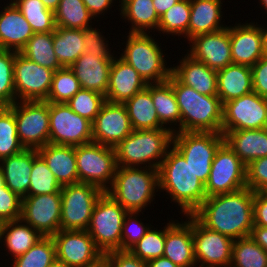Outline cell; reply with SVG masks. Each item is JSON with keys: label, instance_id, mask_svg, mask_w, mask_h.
<instances>
[{"label": "cell", "instance_id": "obj_1", "mask_svg": "<svg viewBox=\"0 0 267 267\" xmlns=\"http://www.w3.org/2000/svg\"><path fill=\"white\" fill-rule=\"evenodd\" d=\"M253 198L248 187L209 196L192 215L209 230L233 240L248 237L254 226Z\"/></svg>", "mask_w": 267, "mask_h": 267}, {"label": "cell", "instance_id": "obj_2", "mask_svg": "<svg viewBox=\"0 0 267 267\" xmlns=\"http://www.w3.org/2000/svg\"><path fill=\"white\" fill-rule=\"evenodd\" d=\"M159 192H166L183 215H192L206 199L205 185L185 158L171 146L158 168Z\"/></svg>", "mask_w": 267, "mask_h": 267}, {"label": "cell", "instance_id": "obj_3", "mask_svg": "<svg viewBox=\"0 0 267 267\" xmlns=\"http://www.w3.org/2000/svg\"><path fill=\"white\" fill-rule=\"evenodd\" d=\"M168 81L181 114V132L222 133L223 104L218 96L202 95L173 74Z\"/></svg>", "mask_w": 267, "mask_h": 267}, {"label": "cell", "instance_id": "obj_4", "mask_svg": "<svg viewBox=\"0 0 267 267\" xmlns=\"http://www.w3.org/2000/svg\"><path fill=\"white\" fill-rule=\"evenodd\" d=\"M172 139L168 129L133 130L114 147L117 166L158 169Z\"/></svg>", "mask_w": 267, "mask_h": 267}, {"label": "cell", "instance_id": "obj_5", "mask_svg": "<svg viewBox=\"0 0 267 267\" xmlns=\"http://www.w3.org/2000/svg\"><path fill=\"white\" fill-rule=\"evenodd\" d=\"M158 191V169L118 166L106 193L127 212L143 214V210L153 202Z\"/></svg>", "mask_w": 267, "mask_h": 267}, {"label": "cell", "instance_id": "obj_6", "mask_svg": "<svg viewBox=\"0 0 267 267\" xmlns=\"http://www.w3.org/2000/svg\"><path fill=\"white\" fill-rule=\"evenodd\" d=\"M124 43V51L119 56L130 64L147 84L165 82L170 78L172 67L167 65L162 43L158 44L152 34L128 33Z\"/></svg>", "mask_w": 267, "mask_h": 267}, {"label": "cell", "instance_id": "obj_7", "mask_svg": "<svg viewBox=\"0 0 267 267\" xmlns=\"http://www.w3.org/2000/svg\"><path fill=\"white\" fill-rule=\"evenodd\" d=\"M127 213L106 192L95 203L87 232L103 254L120 250L123 221Z\"/></svg>", "mask_w": 267, "mask_h": 267}, {"label": "cell", "instance_id": "obj_8", "mask_svg": "<svg viewBox=\"0 0 267 267\" xmlns=\"http://www.w3.org/2000/svg\"><path fill=\"white\" fill-rule=\"evenodd\" d=\"M79 182L94 185L106 192L115 177V149L96 142L75 146Z\"/></svg>", "mask_w": 267, "mask_h": 267}, {"label": "cell", "instance_id": "obj_9", "mask_svg": "<svg viewBox=\"0 0 267 267\" xmlns=\"http://www.w3.org/2000/svg\"><path fill=\"white\" fill-rule=\"evenodd\" d=\"M224 142L216 132H175L172 146L185 158L196 176L205 185L210 176L215 153Z\"/></svg>", "mask_w": 267, "mask_h": 267}, {"label": "cell", "instance_id": "obj_10", "mask_svg": "<svg viewBox=\"0 0 267 267\" xmlns=\"http://www.w3.org/2000/svg\"><path fill=\"white\" fill-rule=\"evenodd\" d=\"M8 107L14 112L18 138L25 149L38 150L50 143L49 102L16 101Z\"/></svg>", "mask_w": 267, "mask_h": 267}, {"label": "cell", "instance_id": "obj_11", "mask_svg": "<svg viewBox=\"0 0 267 267\" xmlns=\"http://www.w3.org/2000/svg\"><path fill=\"white\" fill-rule=\"evenodd\" d=\"M103 193L87 183L62 186L60 230H87L94 205Z\"/></svg>", "mask_w": 267, "mask_h": 267}, {"label": "cell", "instance_id": "obj_12", "mask_svg": "<svg viewBox=\"0 0 267 267\" xmlns=\"http://www.w3.org/2000/svg\"><path fill=\"white\" fill-rule=\"evenodd\" d=\"M246 187V165L224 141L217 149L205 184L206 196L225 194Z\"/></svg>", "mask_w": 267, "mask_h": 267}, {"label": "cell", "instance_id": "obj_13", "mask_svg": "<svg viewBox=\"0 0 267 267\" xmlns=\"http://www.w3.org/2000/svg\"><path fill=\"white\" fill-rule=\"evenodd\" d=\"M50 143L78 146L93 142L92 122L66 103L49 102Z\"/></svg>", "mask_w": 267, "mask_h": 267}, {"label": "cell", "instance_id": "obj_14", "mask_svg": "<svg viewBox=\"0 0 267 267\" xmlns=\"http://www.w3.org/2000/svg\"><path fill=\"white\" fill-rule=\"evenodd\" d=\"M56 258L70 267H100L103 253L87 230H59L52 236Z\"/></svg>", "mask_w": 267, "mask_h": 267}, {"label": "cell", "instance_id": "obj_15", "mask_svg": "<svg viewBox=\"0 0 267 267\" xmlns=\"http://www.w3.org/2000/svg\"><path fill=\"white\" fill-rule=\"evenodd\" d=\"M267 128V99L252 91L223 104L222 134Z\"/></svg>", "mask_w": 267, "mask_h": 267}, {"label": "cell", "instance_id": "obj_16", "mask_svg": "<svg viewBox=\"0 0 267 267\" xmlns=\"http://www.w3.org/2000/svg\"><path fill=\"white\" fill-rule=\"evenodd\" d=\"M55 71L38 65L15 51L14 87L17 101H45Z\"/></svg>", "mask_w": 267, "mask_h": 267}, {"label": "cell", "instance_id": "obj_17", "mask_svg": "<svg viewBox=\"0 0 267 267\" xmlns=\"http://www.w3.org/2000/svg\"><path fill=\"white\" fill-rule=\"evenodd\" d=\"M61 205V191L28 195L22 199L21 219L43 237H52L60 230Z\"/></svg>", "mask_w": 267, "mask_h": 267}, {"label": "cell", "instance_id": "obj_18", "mask_svg": "<svg viewBox=\"0 0 267 267\" xmlns=\"http://www.w3.org/2000/svg\"><path fill=\"white\" fill-rule=\"evenodd\" d=\"M192 234L196 265L204 267H229L233 239L209 230L192 215Z\"/></svg>", "mask_w": 267, "mask_h": 267}, {"label": "cell", "instance_id": "obj_19", "mask_svg": "<svg viewBox=\"0 0 267 267\" xmlns=\"http://www.w3.org/2000/svg\"><path fill=\"white\" fill-rule=\"evenodd\" d=\"M133 131L124 104L106 101L92 122L93 142L114 148Z\"/></svg>", "mask_w": 267, "mask_h": 267}, {"label": "cell", "instance_id": "obj_20", "mask_svg": "<svg viewBox=\"0 0 267 267\" xmlns=\"http://www.w3.org/2000/svg\"><path fill=\"white\" fill-rule=\"evenodd\" d=\"M188 43L190 48L186 53L211 69L218 71L233 63L229 26L215 32L194 36Z\"/></svg>", "mask_w": 267, "mask_h": 267}, {"label": "cell", "instance_id": "obj_21", "mask_svg": "<svg viewBox=\"0 0 267 267\" xmlns=\"http://www.w3.org/2000/svg\"><path fill=\"white\" fill-rule=\"evenodd\" d=\"M246 22L229 26L231 57L234 64L252 67L264 57L263 34L257 22Z\"/></svg>", "mask_w": 267, "mask_h": 267}, {"label": "cell", "instance_id": "obj_22", "mask_svg": "<svg viewBox=\"0 0 267 267\" xmlns=\"http://www.w3.org/2000/svg\"><path fill=\"white\" fill-rule=\"evenodd\" d=\"M186 220H171L166 224V239L163 257L170 259L179 267H197L194 256L192 234V215Z\"/></svg>", "mask_w": 267, "mask_h": 267}, {"label": "cell", "instance_id": "obj_23", "mask_svg": "<svg viewBox=\"0 0 267 267\" xmlns=\"http://www.w3.org/2000/svg\"><path fill=\"white\" fill-rule=\"evenodd\" d=\"M139 73L120 56L114 55L109 72L106 101L124 104L147 87Z\"/></svg>", "mask_w": 267, "mask_h": 267}, {"label": "cell", "instance_id": "obj_24", "mask_svg": "<svg viewBox=\"0 0 267 267\" xmlns=\"http://www.w3.org/2000/svg\"><path fill=\"white\" fill-rule=\"evenodd\" d=\"M172 66V74L184 85L202 95L217 96V71L194 59L188 53Z\"/></svg>", "mask_w": 267, "mask_h": 267}, {"label": "cell", "instance_id": "obj_25", "mask_svg": "<svg viewBox=\"0 0 267 267\" xmlns=\"http://www.w3.org/2000/svg\"><path fill=\"white\" fill-rule=\"evenodd\" d=\"M1 9L0 49L20 52L34 35V31L12 1Z\"/></svg>", "mask_w": 267, "mask_h": 267}, {"label": "cell", "instance_id": "obj_26", "mask_svg": "<svg viewBox=\"0 0 267 267\" xmlns=\"http://www.w3.org/2000/svg\"><path fill=\"white\" fill-rule=\"evenodd\" d=\"M112 60L84 52L69 68L74 72L81 88L106 96Z\"/></svg>", "mask_w": 267, "mask_h": 267}, {"label": "cell", "instance_id": "obj_27", "mask_svg": "<svg viewBox=\"0 0 267 267\" xmlns=\"http://www.w3.org/2000/svg\"><path fill=\"white\" fill-rule=\"evenodd\" d=\"M35 149L22 152L0 160L4 184L20 198L28 196L33 160L38 156Z\"/></svg>", "mask_w": 267, "mask_h": 267}, {"label": "cell", "instance_id": "obj_28", "mask_svg": "<svg viewBox=\"0 0 267 267\" xmlns=\"http://www.w3.org/2000/svg\"><path fill=\"white\" fill-rule=\"evenodd\" d=\"M37 151L61 186L79 183L75 146L48 143Z\"/></svg>", "mask_w": 267, "mask_h": 267}, {"label": "cell", "instance_id": "obj_29", "mask_svg": "<svg viewBox=\"0 0 267 267\" xmlns=\"http://www.w3.org/2000/svg\"><path fill=\"white\" fill-rule=\"evenodd\" d=\"M224 141L246 166L267 156V128L228 131Z\"/></svg>", "mask_w": 267, "mask_h": 267}, {"label": "cell", "instance_id": "obj_30", "mask_svg": "<svg viewBox=\"0 0 267 267\" xmlns=\"http://www.w3.org/2000/svg\"><path fill=\"white\" fill-rule=\"evenodd\" d=\"M224 0H191L188 41L194 36L215 32L227 27L221 20Z\"/></svg>", "mask_w": 267, "mask_h": 267}, {"label": "cell", "instance_id": "obj_31", "mask_svg": "<svg viewBox=\"0 0 267 267\" xmlns=\"http://www.w3.org/2000/svg\"><path fill=\"white\" fill-rule=\"evenodd\" d=\"M217 96L222 104L253 91L251 67L230 64L217 71Z\"/></svg>", "mask_w": 267, "mask_h": 267}, {"label": "cell", "instance_id": "obj_32", "mask_svg": "<svg viewBox=\"0 0 267 267\" xmlns=\"http://www.w3.org/2000/svg\"><path fill=\"white\" fill-rule=\"evenodd\" d=\"M118 1L120 17L132 24L129 26V33H150L152 30L157 32L160 18L155 11L152 0Z\"/></svg>", "mask_w": 267, "mask_h": 267}, {"label": "cell", "instance_id": "obj_33", "mask_svg": "<svg viewBox=\"0 0 267 267\" xmlns=\"http://www.w3.org/2000/svg\"><path fill=\"white\" fill-rule=\"evenodd\" d=\"M42 238L43 236L36 229L25 223L21 218L6 221L2 224L1 246L3 244L4 251L8 250L6 256L10 253V258L13 256L14 259L24 254Z\"/></svg>", "mask_w": 267, "mask_h": 267}, {"label": "cell", "instance_id": "obj_34", "mask_svg": "<svg viewBox=\"0 0 267 267\" xmlns=\"http://www.w3.org/2000/svg\"><path fill=\"white\" fill-rule=\"evenodd\" d=\"M151 97L160 124L172 133L181 132V114L172 84L168 80L151 84Z\"/></svg>", "mask_w": 267, "mask_h": 267}, {"label": "cell", "instance_id": "obj_35", "mask_svg": "<svg viewBox=\"0 0 267 267\" xmlns=\"http://www.w3.org/2000/svg\"><path fill=\"white\" fill-rule=\"evenodd\" d=\"M133 130L166 129L160 124L151 97V84L124 103Z\"/></svg>", "mask_w": 267, "mask_h": 267}, {"label": "cell", "instance_id": "obj_36", "mask_svg": "<svg viewBox=\"0 0 267 267\" xmlns=\"http://www.w3.org/2000/svg\"><path fill=\"white\" fill-rule=\"evenodd\" d=\"M53 46L60 65L70 67L85 52L83 29L56 27Z\"/></svg>", "mask_w": 267, "mask_h": 267}, {"label": "cell", "instance_id": "obj_37", "mask_svg": "<svg viewBox=\"0 0 267 267\" xmlns=\"http://www.w3.org/2000/svg\"><path fill=\"white\" fill-rule=\"evenodd\" d=\"M25 58L51 70L63 68L54 51L53 32L34 33L19 52Z\"/></svg>", "mask_w": 267, "mask_h": 267}, {"label": "cell", "instance_id": "obj_38", "mask_svg": "<svg viewBox=\"0 0 267 267\" xmlns=\"http://www.w3.org/2000/svg\"><path fill=\"white\" fill-rule=\"evenodd\" d=\"M54 16L56 27L62 28L86 29L95 21L82 0H60Z\"/></svg>", "mask_w": 267, "mask_h": 267}, {"label": "cell", "instance_id": "obj_39", "mask_svg": "<svg viewBox=\"0 0 267 267\" xmlns=\"http://www.w3.org/2000/svg\"><path fill=\"white\" fill-rule=\"evenodd\" d=\"M229 267H267V252L251 236L235 239Z\"/></svg>", "mask_w": 267, "mask_h": 267}, {"label": "cell", "instance_id": "obj_40", "mask_svg": "<svg viewBox=\"0 0 267 267\" xmlns=\"http://www.w3.org/2000/svg\"><path fill=\"white\" fill-rule=\"evenodd\" d=\"M190 13V0H179L160 17L158 33L180 36L188 40Z\"/></svg>", "mask_w": 267, "mask_h": 267}, {"label": "cell", "instance_id": "obj_41", "mask_svg": "<svg viewBox=\"0 0 267 267\" xmlns=\"http://www.w3.org/2000/svg\"><path fill=\"white\" fill-rule=\"evenodd\" d=\"M12 1L34 33L53 32L56 28L54 12L48 10L41 0H9Z\"/></svg>", "mask_w": 267, "mask_h": 267}, {"label": "cell", "instance_id": "obj_42", "mask_svg": "<svg viewBox=\"0 0 267 267\" xmlns=\"http://www.w3.org/2000/svg\"><path fill=\"white\" fill-rule=\"evenodd\" d=\"M56 259L52 237H43L24 254L14 258L10 267H49Z\"/></svg>", "mask_w": 267, "mask_h": 267}, {"label": "cell", "instance_id": "obj_43", "mask_svg": "<svg viewBox=\"0 0 267 267\" xmlns=\"http://www.w3.org/2000/svg\"><path fill=\"white\" fill-rule=\"evenodd\" d=\"M25 148L19 141L14 112L8 107L0 108V160L16 155Z\"/></svg>", "mask_w": 267, "mask_h": 267}, {"label": "cell", "instance_id": "obj_44", "mask_svg": "<svg viewBox=\"0 0 267 267\" xmlns=\"http://www.w3.org/2000/svg\"><path fill=\"white\" fill-rule=\"evenodd\" d=\"M61 188L47 163L38 155L33 160L28 195L54 194Z\"/></svg>", "mask_w": 267, "mask_h": 267}, {"label": "cell", "instance_id": "obj_45", "mask_svg": "<svg viewBox=\"0 0 267 267\" xmlns=\"http://www.w3.org/2000/svg\"><path fill=\"white\" fill-rule=\"evenodd\" d=\"M81 89L80 82L69 67L55 71L48 98L52 103H67Z\"/></svg>", "mask_w": 267, "mask_h": 267}, {"label": "cell", "instance_id": "obj_46", "mask_svg": "<svg viewBox=\"0 0 267 267\" xmlns=\"http://www.w3.org/2000/svg\"><path fill=\"white\" fill-rule=\"evenodd\" d=\"M165 239L166 225L163 230L152 226L129 251L147 263L149 260L163 256Z\"/></svg>", "mask_w": 267, "mask_h": 267}, {"label": "cell", "instance_id": "obj_47", "mask_svg": "<svg viewBox=\"0 0 267 267\" xmlns=\"http://www.w3.org/2000/svg\"><path fill=\"white\" fill-rule=\"evenodd\" d=\"M105 102V95L81 88L66 104L73 112L93 122Z\"/></svg>", "mask_w": 267, "mask_h": 267}, {"label": "cell", "instance_id": "obj_48", "mask_svg": "<svg viewBox=\"0 0 267 267\" xmlns=\"http://www.w3.org/2000/svg\"><path fill=\"white\" fill-rule=\"evenodd\" d=\"M15 51L0 49V104L13 105L16 100L14 87Z\"/></svg>", "mask_w": 267, "mask_h": 267}, {"label": "cell", "instance_id": "obj_49", "mask_svg": "<svg viewBox=\"0 0 267 267\" xmlns=\"http://www.w3.org/2000/svg\"><path fill=\"white\" fill-rule=\"evenodd\" d=\"M138 216H140V212H128L125 215L121 236V251H129L152 226L148 223L144 225V222Z\"/></svg>", "mask_w": 267, "mask_h": 267}, {"label": "cell", "instance_id": "obj_50", "mask_svg": "<svg viewBox=\"0 0 267 267\" xmlns=\"http://www.w3.org/2000/svg\"><path fill=\"white\" fill-rule=\"evenodd\" d=\"M99 30V31H98ZM103 36L100 29L93 28L92 26L83 29V43L85 44V52L102 59H113L114 54L111 53L109 48V40Z\"/></svg>", "mask_w": 267, "mask_h": 267}, {"label": "cell", "instance_id": "obj_51", "mask_svg": "<svg viewBox=\"0 0 267 267\" xmlns=\"http://www.w3.org/2000/svg\"><path fill=\"white\" fill-rule=\"evenodd\" d=\"M22 198L5 184L0 186V221H12L21 218Z\"/></svg>", "mask_w": 267, "mask_h": 267}, {"label": "cell", "instance_id": "obj_52", "mask_svg": "<svg viewBox=\"0 0 267 267\" xmlns=\"http://www.w3.org/2000/svg\"><path fill=\"white\" fill-rule=\"evenodd\" d=\"M246 187L252 191H267V156L246 166Z\"/></svg>", "mask_w": 267, "mask_h": 267}, {"label": "cell", "instance_id": "obj_53", "mask_svg": "<svg viewBox=\"0 0 267 267\" xmlns=\"http://www.w3.org/2000/svg\"><path fill=\"white\" fill-rule=\"evenodd\" d=\"M102 265L104 267H147L146 262L130 251L114 250L103 254Z\"/></svg>", "mask_w": 267, "mask_h": 267}, {"label": "cell", "instance_id": "obj_54", "mask_svg": "<svg viewBox=\"0 0 267 267\" xmlns=\"http://www.w3.org/2000/svg\"><path fill=\"white\" fill-rule=\"evenodd\" d=\"M253 91L267 99V57L261 58L251 67Z\"/></svg>", "mask_w": 267, "mask_h": 267}, {"label": "cell", "instance_id": "obj_55", "mask_svg": "<svg viewBox=\"0 0 267 267\" xmlns=\"http://www.w3.org/2000/svg\"><path fill=\"white\" fill-rule=\"evenodd\" d=\"M253 217L255 226L267 227V191L254 192Z\"/></svg>", "mask_w": 267, "mask_h": 267}, {"label": "cell", "instance_id": "obj_56", "mask_svg": "<svg viewBox=\"0 0 267 267\" xmlns=\"http://www.w3.org/2000/svg\"><path fill=\"white\" fill-rule=\"evenodd\" d=\"M94 18H100V15H104L111 9L113 3L117 0H82Z\"/></svg>", "mask_w": 267, "mask_h": 267}, {"label": "cell", "instance_id": "obj_57", "mask_svg": "<svg viewBox=\"0 0 267 267\" xmlns=\"http://www.w3.org/2000/svg\"><path fill=\"white\" fill-rule=\"evenodd\" d=\"M251 238L267 252V227L253 226Z\"/></svg>", "mask_w": 267, "mask_h": 267}, {"label": "cell", "instance_id": "obj_58", "mask_svg": "<svg viewBox=\"0 0 267 267\" xmlns=\"http://www.w3.org/2000/svg\"><path fill=\"white\" fill-rule=\"evenodd\" d=\"M155 11L160 18L171 6L176 4L179 0H152Z\"/></svg>", "mask_w": 267, "mask_h": 267}, {"label": "cell", "instance_id": "obj_59", "mask_svg": "<svg viewBox=\"0 0 267 267\" xmlns=\"http://www.w3.org/2000/svg\"><path fill=\"white\" fill-rule=\"evenodd\" d=\"M146 265L147 267H179L177 264H174L170 259L165 258L163 256L149 260Z\"/></svg>", "mask_w": 267, "mask_h": 267}, {"label": "cell", "instance_id": "obj_60", "mask_svg": "<svg viewBox=\"0 0 267 267\" xmlns=\"http://www.w3.org/2000/svg\"><path fill=\"white\" fill-rule=\"evenodd\" d=\"M44 6L53 12H55L59 6L60 0H41Z\"/></svg>", "mask_w": 267, "mask_h": 267}, {"label": "cell", "instance_id": "obj_61", "mask_svg": "<svg viewBox=\"0 0 267 267\" xmlns=\"http://www.w3.org/2000/svg\"><path fill=\"white\" fill-rule=\"evenodd\" d=\"M261 27V31L263 34V50H264V56L267 57V27L263 24H259ZM266 27V28H265Z\"/></svg>", "mask_w": 267, "mask_h": 267}, {"label": "cell", "instance_id": "obj_62", "mask_svg": "<svg viewBox=\"0 0 267 267\" xmlns=\"http://www.w3.org/2000/svg\"><path fill=\"white\" fill-rule=\"evenodd\" d=\"M49 267H70V266L56 258Z\"/></svg>", "mask_w": 267, "mask_h": 267}, {"label": "cell", "instance_id": "obj_63", "mask_svg": "<svg viewBox=\"0 0 267 267\" xmlns=\"http://www.w3.org/2000/svg\"><path fill=\"white\" fill-rule=\"evenodd\" d=\"M258 3L262 5L261 7L266 10L264 13L267 14V0H259Z\"/></svg>", "mask_w": 267, "mask_h": 267}, {"label": "cell", "instance_id": "obj_64", "mask_svg": "<svg viewBox=\"0 0 267 267\" xmlns=\"http://www.w3.org/2000/svg\"><path fill=\"white\" fill-rule=\"evenodd\" d=\"M4 184V178H3V173H2V168L0 166V186Z\"/></svg>", "mask_w": 267, "mask_h": 267}, {"label": "cell", "instance_id": "obj_65", "mask_svg": "<svg viewBox=\"0 0 267 267\" xmlns=\"http://www.w3.org/2000/svg\"><path fill=\"white\" fill-rule=\"evenodd\" d=\"M2 224H3V222L0 221V243H1V230H2Z\"/></svg>", "mask_w": 267, "mask_h": 267}]
</instances>
